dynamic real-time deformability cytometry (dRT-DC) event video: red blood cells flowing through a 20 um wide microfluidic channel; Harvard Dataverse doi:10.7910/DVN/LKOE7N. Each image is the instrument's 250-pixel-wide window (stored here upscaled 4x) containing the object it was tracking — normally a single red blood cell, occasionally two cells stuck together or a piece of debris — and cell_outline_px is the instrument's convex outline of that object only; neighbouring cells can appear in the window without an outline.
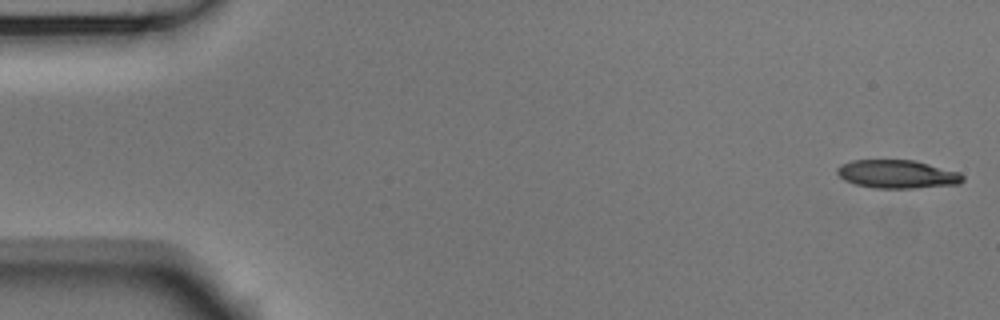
{"species": "Egyptian fruit bat (a non-hibernating species)", "species_latin": "Rousettus aegyptiacus", "temperature_condition": "room temperature", "stored_images_in_passage": 53, "camera_frame_rate_fps": 3000, "um_per_image_px": 0.085, "animal": {"sex": "male"}, "frame": {"image": 1, "passage_image": 1, "time_ms": 0.0, "image_size_px": [1000, 320], "cell_outline_px": [[964, 180], [960, 184], [912, 188], [872, 188], [856, 184], [844, 180], [836, 172], [836, 168], [852, 160], [912, 160], [960, 172], [964, 176]], "centroid_in_image_um": [76.28, 14.81], "position_along_channel_um": 8.7, "area_um2": 20.63}}
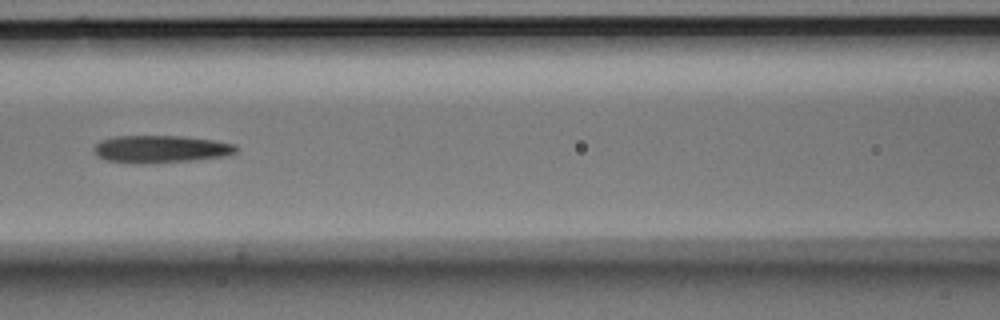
{"frame": {"image": 2, "passage_image": 23, "time_ms": 7.333, "image_size_px": [1000, 320], "cell_outline_px": [[236, 152], [228, 156], [196, 160], [108, 160], [100, 156], [96, 152], [96, 144], [100, 140], [112, 136], [184, 136], [216, 140], [236, 144]], "centroid_in_image_um": [13.81, 12.6], "position_along_channel_um": 152.8, "area_um2": 21.5}}
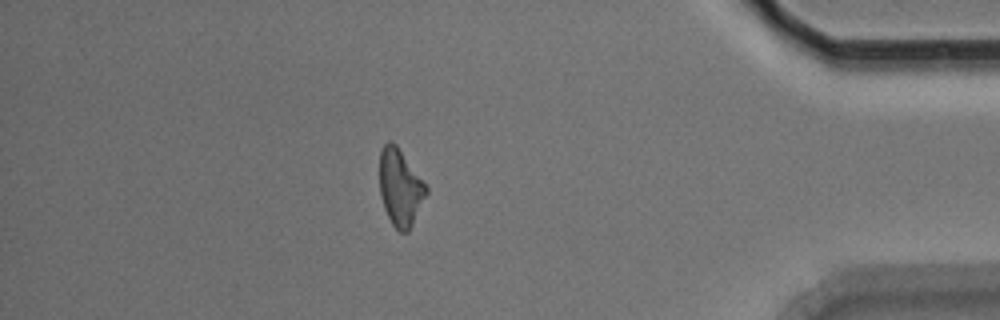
{"frame": {"image": 3, "passage_image": 46, "time_ms": 15.0, "image_size_px": [1000, 320], "cell_outline_px": [[428, 192], [408, 232], [400, 232], [392, 224], [384, 208], [380, 196], [380, 152], [384, 144], [388, 140], [392, 140], [396, 144], [428, 188]], "centroid_in_image_um": [34.0, 15.93], "position_along_channel_um": 401.2, "area_um2": 20.63}, "authors_computed_cell_mechanics": {"area_um2": 21.7328, "velocity_mm_per_s": 3.7564, "shape_relaxation_time_tau1_ms": 9.4598, "shape_relaxation_time_tau2_ms": null, "deformation_change_tau1": 0.2228, "deformation_change_tau2": null}}